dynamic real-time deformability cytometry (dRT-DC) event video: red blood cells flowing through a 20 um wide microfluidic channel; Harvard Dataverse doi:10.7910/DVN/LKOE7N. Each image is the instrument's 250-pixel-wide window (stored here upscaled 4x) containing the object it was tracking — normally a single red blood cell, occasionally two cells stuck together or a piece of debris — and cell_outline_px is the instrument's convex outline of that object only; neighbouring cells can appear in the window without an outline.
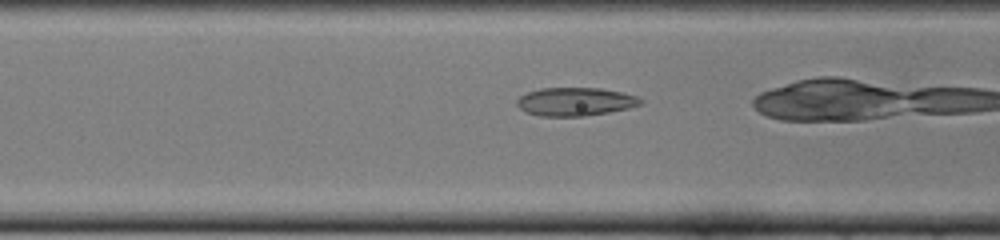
{"species": "common noctule bat (a hibernating species)", "species_latin": "Nyctalus noctula", "temperature_condition": "cold", "stored_images_in_passage": 36, "camera_frame_rate_fps": 3000, "um_per_image_px": 0.085, "animal": {"sex": "female", "body_mass_g": 22.0, "forearm_length_mm": 56.7}, "frame": {"image": 1, "passage_image": 16, "time_ms": 5.0, "image_size_px": [1000, 240], "cell_outline_px": [[644, 104], [628, 108], [608, 112], [584, 116], [540, 116], [528, 112], [520, 108], [516, 104], [516, 100], [520, 96], [528, 92], [540, 88], [600, 88], [620, 92], [636, 96], [644, 100]], "centroid_in_image_um": [48.91, 8.64], "position_along_channel_um": 117.7, "area_um2": 20.35}}